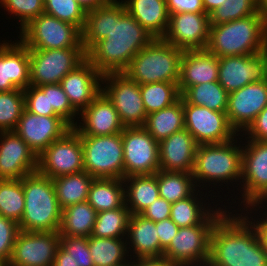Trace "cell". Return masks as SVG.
I'll use <instances>...</instances> for the list:
<instances>
[{"mask_svg":"<svg viewBox=\"0 0 267 266\" xmlns=\"http://www.w3.org/2000/svg\"><path fill=\"white\" fill-rule=\"evenodd\" d=\"M153 39L126 11L122 0H113L110 32L105 39L97 41L86 52V59L102 75L123 73L132 58Z\"/></svg>","mask_w":267,"mask_h":266,"instance_id":"1","label":"cell"},{"mask_svg":"<svg viewBox=\"0 0 267 266\" xmlns=\"http://www.w3.org/2000/svg\"><path fill=\"white\" fill-rule=\"evenodd\" d=\"M227 213L212 229L207 266H267V253L250 218Z\"/></svg>","mask_w":267,"mask_h":266,"instance_id":"2","label":"cell"},{"mask_svg":"<svg viewBox=\"0 0 267 266\" xmlns=\"http://www.w3.org/2000/svg\"><path fill=\"white\" fill-rule=\"evenodd\" d=\"M206 50L218 58L266 51L267 20L257 12L227 23L210 25Z\"/></svg>","mask_w":267,"mask_h":266,"instance_id":"3","label":"cell"},{"mask_svg":"<svg viewBox=\"0 0 267 266\" xmlns=\"http://www.w3.org/2000/svg\"><path fill=\"white\" fill-rule=\"evenodd\" d=\"M25 203L19 229L25 232L59 231L62 209L51 178L38 171L21 178Z\"/></svg>","mask_w":267,"mask_h":266,"instance_id":"4","label":"cell"},{"mask_svg":"<svg viewBox=\"0 0 267 266\" xmlns=\"http://www.w3.org/2000/svg\"><path fill=\"white\" fill-rule=\"evenodd\" d=\"M182 55V49L154 38L132 58L123 73L139 85L178 83Z\"/></svg>","mask_w":267,"mask_h":266,"instance_id":"5","label":"cell"},{"mask_svg":"<svg viewBox=\"0 0 267 266\" xmlns=\"http://www.w3.org/2000/svg\"><path fill=\"white\" fill-rule=\"evenodd\" d=\"M235 139L221 144H201L197 146L192 172L196 187L200 183L231 182L241 180L242 147ZM241 147V148H240ZM199 181V185L197 182ZM204 181V182H203ZM206 181V182H205Z\"/></svg>","mask_w":267,"mask_h":266,"instance_id":"6","label":"cell"},{"mask_svg":"<svg viewBox=\"0 0 267 266\" xmlns=\"http://www.w3.org/2000/svg\"><path fill=\"white\" fill-rule=\"evenodd\" d=\"M215 210L201 224L179 228L169 246L163 251V257L175 266H207L212 229L228 212L220 207Z\"/></svg>","mask_w":267,"mask_h":266,"instance_id":"7","label":"cell"},{"mask_svg":"<svg viewBox=\"0 0 267 266\" xmlns=\"http://www.w3.org/2000/svg\"><path fill=\"white\" fill-rule=\"evenodd\" d=\"M80 136L85 172L94 178H125L122 133Z\"/></svg>","mask_w":267,"mask_h":266,"instance_id":"8","label":"cell"},{"mask_svg":"<svg viewBox=\"0 0 267 266\" xmlns=\"http://www.w3.org/2000/svg\"><path fill=\"white\" fill-rule=\"evenodd\" d=\"M20 30V41L28 49L83 48L82 32L75 25L45 13Z\"/></svg>","mask_w":267,"mask_h":266,"instance_id":"9","label":"cell"},{"mask_svg":"<svg viewBox=\"0 0 267 266\" xmlns=\"http://www.w3.org/2000/svg\"><path fill=\"white\" fill-rule=\"evenodd\" d=\"M30 85L58 84L86 59L84 48L29 49Z\"/></svg>","mask_w":267,"mask_h":266,"instance_id":"10","label":"cell"},{"mask_svg":"<svg viewBox=\"0 0 267 266\" xmlns=\"http://www.w3.org/2000/svg\"><path fill=\"white\" fill-rule=\"evenodd\" d=\"M102 92L114 105L124 127H143L147 113L145 111L140 85L129 79L124 73L103 75Z\"/></svg>","mask_w":267,"mask_h":266,"instance_id":"11","label":"cell"},{"mask_svg":"<svg viewBox=\"0 0 267 266\" xmlns=\"http://www.w3.org/2000/svg\"><path fill=\"white\" fill-rule=\"evenodd\" d=\"M37 171L51 179L84 171L80 134L72 128L39 156Z\"/></svg>","mask_w":267,"mask_h":266,"instance_id":"12","label":"cell"},{"mask_svg":"<svg viewBox=\"0 0 267 266\" xmlns=\"http://www.w3.org/2000/svg\"><path fill=\"white\" fill-rule=\"evenodd\" d=\"M121 133L125 177L157 173L159 142L144 127H125Z\"/></svg>","mask_w":267,"mask_h":266,"instance_id":"13","label":"cell"},{"mask_svg":"<svg viewBox=\"0 0 267 266\" xmlns=\"http://www.w3.org/2000/svg\"><path fill=\"white\" fill-rule=\"evenodd\" d=\"M185 129L198 145L221 144L237 137L230 126L226 112L210 110L205 106L188 104L183 99Z\"/></svg>","mask_w":267,"mask_h":266,"instance_id":"14","label":"cell"},{"mask_svg":"<svg viewBox=\"0 0 267 266\" xmlns=\"http://www.w3.org/2000/svg\"><path fill=\"white\" fill-rule=\"evenodd\" d=\"M218 82L232 93L250 83L267 81V50L254 55L218 58Z\"/></svg>","mask_w":267,"mask_h":266,"instance_id":"15","label":"cell"},{"mask_svg":"<svg viewBox=\"0 0 267 266\" xmlns=\"http://www.w3.org/2000/svg\"><path fill=\"white\" fill-rule=\"evenodd\" d=\"M60 234L19 231L8 266H53Z\"/></svg>","mask_w":267,"mask_h":266,"instance_id":"16","label":"cell"},{"mask_svg":"<svg viewBox=\"0 0 267 266\" xmlns=\"http://www.w3.org/2000/svg\"><path fill=\"white\" fill-rule=\"evenodd\" d=\"M247 143L242 146L240 181L245 207L256 204L267 193V141L248 139Z\"/></svg>","mask_w":267,"mask_h":266,"instance_id":"17","label":"cell"},{"mask_svg":"<svg viewBox=\"0 0 267 266\" xmlns=\"http://www.w3.org/2000/svg\"><path fill=\"white\" fill-rule=\"evenodd\" d=\"M210 20L206 13L169 14V24L162 39L186 50H205L209 41Z\"/></svg>","mask_w":267,"mask_h":266,"instance_id":"18","label":"cell"},{"mask_svg":"<svg viewBox=\"0 0 267 266\" xmlns=\"http://www.w3.org/2000/svg\"><path fill=\"white\" fill-rule=\"evenodd\" d=\"M72 127L59 116H44L23 111L14 132L39 156L52 142Z\"/></svg>","mask_w":267,"mask_h":266,"instance_id":"19","label":"cell"},{"mask_svg":"<svg viewBox=\"0 0 267 266\" xmlns=\"http://www.w3.org/2000/svg\"><path fill=\"white\" fill-rule=\"evenodd\" d=\"M266 106L267 81L250 83L228 94V122L236 133L245 131Z\"/></svg>","mask_w":267,"mask_h":266,"instance_id":"20","label":"cell"},{"mask_svg":"<svg viewBox=\"0 0 267 266\" xmlns=\"http://www.w3.org/2000/svg\"><path fill=\"white\" fill-rule=\"evenodd\" d=\"M0 179H21L38 168V156L14 131L0 132Z\"/></svg>","mask_w":267,"mask_h":266,"instance_id":"21","label":"cell"},{"mask_svg":"<svg viewBox=\"0 0 267 266\" xmlns=\"http://www.w3.org/2000/svg\"><path fill=\"white\" fill-rule=\"evenodd\" d=\"M0 43V92L30 86L29 49L21 42Z\"/></svg>","mask_w":267,"mask_h":266,"instance_id":"22","label":"cell"},{"mask_svg":"<svg viewBox=\"0 0 267 266\" xmlns=\"http://www.w3.org/2000/svg\"><path fill=\"white\" fill-rule=\"evenodd\" d=\"M102 78L103 75L85 59L63 77L60 85L72 107L79 113L102 92Z\"/></svg>","mask_w":267,"mask_h":266,"instance_id":"23","label":"cell"},{"mask_svg":"<svg viewBox=\"0 0 267 266\" xmlns=\"http://www.w3.org/2000/svg\"><path fill=\"white\" fill-rule=\"evenodd\" d=\"M80 115L84 123L80 122L73 127L80 135H112L121 133L125 128L114 105L103 92Z\"/></svg>","mask_w":267,"mask_h":266,"instance_id":"24","label":"cell"},{"mask_svg":"<svg viewBox=\"0 0 267 266\" xmlns=\"http://www.w3.org/2000/svg\"><path fill=\"white\" fill-rule=\"evenodd\" d=\"M198 144L184 128L159 142V164L162 171L192 173Z\"/></svg>","mask_w":267,"mask_h":266,"instance_id":"25","label":"cell"},{"mask_svg":"<svg viewBox=\"0 0 267 266\" xmlns=\"http://www.w3.org/2000/svg\"><path fill=\"white\" fill-rule=\"evenodd\" d=\"M218 70V57L206 49L183 51L178 80L180 94L191 86L218 81Z\"/></svg>","mask_w":267,"mask_h":266,"instance_id":"26","label":"cell"},{"mask_svg":"<svg viewBox=\"0 0 267 266\" xmlns=\"http://www.w3.org/2000/svg\"><path fill=\"white\" fill-rule=\"evenodd\" d=\"M127 246L133 248V255L140 258H158L163 256L155 222L140 214H130L127 228ZM131 243V245L129 244Z\"/></svg>","mask_w":267,"mask_h":266,"instance_id":"27","label":"cell"},{"mask_svg":"<svg viewBox=\"0 0 267 266\" xmlns=\"http://www.w3.org/2000/svg\"><path fill=\"white\" fill-rule=\"evenodd\" d=\"M126 11L154 38H162L168 28L166 0H125Z\"/></svg>","mask_w":267,"mask_h":266,"instance_id":"28","label":"cell"},{"mask_svg":"<svg viewBox=\"0 0 267 266\" xmlns=\"http://www.w3.org/2000/svg\"><path fill=\"white\" fill-rule=\"evenodd\" d=\"M123 182L125 185V204L130 214H140L160 197L155 174L131 175L125 177Z\"/></svg>","mask_w":267,"mask_h":266,"instance_id":"29","label":"cell"},{"mask_svg":"<svg viewBox=\"0 0 267 266\" xmlns=\"http://www.w3.org/2000/svg\"><path fill=\"white\" fill-rule=\"evenodd\" d=\"M143 127L158 142L185 128L183 98L173 105L148 114Z\"/></svg>","mask_w":267,"mask_h":266,"instance_id":"30","label":"cell"},{"mask_svg":"<svg viewBox=\"0 0 267 266\" xmlns=\"http://www.w3.org/2000/svg\"><path fill=\"white\" fill-rule=\"evenodd\" d=\"M123 179L94 178L87 202L101 212L122 207L125 204V185Z\"/></svg>","mask_w":267,"mask_h":266,"instance_id":"31","label":"cell"},{"mask_svg":"<svg viewBox=\"0 0 267 266\" xmlns=\"http://www.w3.org/2000/svg\"><path fill=\"white\" fill-rule=\"evenodd\" d=\"M96 210L87 202L72 204L62 209L60 236H91L96 221Z\"/></svg>","mask_w":267,"mask_h":266,"instance_id":"32","label":"cell"},{"mask_svg":"<svg viewBox=\"0 0 267 266\" xmlns=\"http://www.w3.org/2000/svg\"><path fill=\"white\" fill-rule=\"evenodd\" d=\"M93 180L85 171L52 179L60 208L87 201Z\"/></svg>","mask_w":267,"mask_h":266,"instance_id":"33","label":"cell"},{"mask_svg":"<svg viewBox=\"0 0 267 266\" xmlns=\"http://www.w3.org/2000/svg\"><path fill=\"white\" fill-rule=\"evenodd\" d=\"M155 176L160 197L171 204L188 198L196 191L192 173L159 170Z\"/></svg>","mask_w":267,"mask_h":266,"instance_id":"34","label":"cell"},{"mask_svg":"<svg viewBox=\"0 0 267 266\" xmlns=\"http://www.w3.org/2000/svg\"><path fill=\"white\" fill-rule=\"evenodd\" d=\"M125 238H97L88 237V247L94 266H113L122 263L128 255L127 240ZM125 242V243H124Z\"/></svg>","mask_w":267,"mask_h":266,"instance_id":"35","label":"cell"},{"mask_svg":"<svg viewBox=\"0 0 267 266\" xmlns=\"http://www.w3.org/2000/svg\"><path fill=\"white\" fill-rule=\"evenodd\" d=\"M181 97L195 106H205L218 112L227 110L228 93L218 81L191 86Z\"/></svg>","mask_w":267,"mask_h":266,"instance_id":"36","label":"cell"},{"mask_svg":"<svg viewBox=\"0 0 267 266\" xmlns=\"http://www.w3.org/2000/svg\"><path fill=\"white\" fill-rule=\"evenodd\" d=\"M130 212L122 207L98 212L91 236L97 238H124L127 235Z\"/></svg>","mask_w":267,"mask_h":266,"instance_id":"37","label":"cell"},{"mask_svg":"<svg viewBox=\"0 0 267 266\" xmlns=\"http://www.w3.org/2000/svg\"><path fill=\"white\" fill-rule=\"evenodd\" d=\"M111 27V2L90 9L82 30V45L87 52L97 41L107 37Z\"/></svg>","mask_w":267,"mask_h":266,"instance_id":"38","label":"cell"},{"mask_svg":"<svg viewBox=\"0 0 267 266\" xmlns=\"http://www.w3.org/2000/svg\"><path fill=\"white\" fill-rule=\"evenodd\" d=\"M140 91L147 115L173 105L181 97L178 83L143 84Z\"/></svg>","mask_w":267,"mask_h":266,"instance_id":"39","label":"cell"},{"mask_svg":"<svg viewBox=\"0 0 267 266\" xmlns=\"http://www.w3.org/2000/svg\"><path fill=\"white\" fill-rule=\"evenodd\" d=\"M196 192L186 199L172 203L170 219L179 228L199 225L214 211L210 210L209 206L207 209L203 206V202L197 197L198 192L197 194Z\"/></svg>","mask_w":267,"mask_h":266,"instance_id":"40","label":"cell"},{"mask_svg":"<svg viewBox=\"0 0 267 266\" xmlns=\"http://www.w3.org/2000/svg\"><path fill=\"white\" fill-rule=\"evenodd\" d=\"M24 203L21 179H0V215L19 223Z\"/></svg>","mask_w":267,"mask_h":266,"instance_id":"41","label":"cell"},{"mask_svg":"<svg viewBox=\"0 0 267 266\" xmlns=\"http://www.w3.org/2000/svg\"><path fill=\"white\" fill-rule=\"evenodd\" d=\"M24 110L23 89L0 92V132L14 131Z\"/></svg>","mask_w":267,"mask_h":266,"instance_id":"42","label":"cell"},{"mask_svg":"<svg viewBox=\"0 0 267 266\" xmlns=\"http://www.w3.org/2000/svg\"><path fill=\"white\" fill-rule=\"evenodd\" d=\"M44 13L84 29L87 10L77 0H44Z\"/></svg>","mask_w":267,"mask_h":266,"instance_id":"43","label":"cell"},{"mask_svg":"<svg viewBox=\"0 0 267 266\" xmlns=\"http://www.w3.org/2000/svg\"><path fill=\"white\" fill-rule=\"evenodd\" d=\"M254 0H225L220 7L209 14L210 25H219L256 14Z\"/></svg>","mask_w":267,"mask_h":266,"instance_id":"44","label":"cell"},{"mask_svg":"<svg viewBox=\"0 0 267 266\" xmlns=\"http://www.w3.org/2000/svg\"><path fill=\"white\" fill-rule=\"evenodd\" d=\"M39 88L43 92H48L49 109H53L59 117L73 128L77 124V122L74 123L75 115H79V113L72 107L60 83L45 84L39 86Z\"/></svg>","mask_w":267,"mask_h":266,"instance_id":"45","label":"cell"},{"mask_svg":"<svg viewBox=\"0 0 267 266\" xmlns=\"http://www.w3.org/2000/svg\"><path fill=\"white\" fill-rule=\"evenodd\" d=\"M9 13L19 18L21 27L26 26L31 20L44 13V0H0Z\"/></svg>","mask_w":267,"mask_h":266,"instance_id":"46","label":"cell"},{"mask_svg":"<svg viewBox=\"0 0 267 266\" xmlns=\"http://www.w3.org/2000/svg\"><path fill=\"white\" fill-rule=\"evenodd\" d=\"M60 246L78 266H94L87 237L60 236Z\"/></svg>","mask_w":267,"mask_h":266,"instance_id":"47","label":"cell"},{"mask_svg":"<svg viewBox=\"0 0 267 266\" xmlns=\"http://www.w3.org/2000/svg\"><path fill=\"white\" fill-rule=\"evenodd\" d=\"M19 231L17 222L0 215V260L7 264L11 259Z\"/></svg>","mask_w":267,"mask_h":266,"instance_id":"48","label":"cell"},{"mask_svg":"<svg viewBox=\"0 0 267 266\" xmlns=\"http://www.w3.org/2000/svg\"><path fill=\"white\" fill-rule=\"evenodd\" d=\"M25 109L36 115L58 116L53 109H49L48 92H43L37 86L24 89Z\"/></svg>","mask_w":267,"mask_h":266,"instance_id":"49","label":"cell"},{"mask_svg":"<svg viewBox=\"0 0 267 266\" xmlns=\"http://www.w3.org/2000/svg\"><path fill=\"white\" fill-rule=\"evenodd\" d=\"M172 204L164 198H157L140 213L144 218L156 222L170 218Z\"/></svg>","mask_w":267,"mask_h":266,"instance_id":"50","label":"cell"},{"mask_svg":"<svg viewBox=\"0 0 267 266\" xmlns=\"http://www.w3.org/2000/svg\"><path fill=\"white\" fill-rule=\"evenodd\" d=\"M169 14L174 13H206L203 0H166Z\"/></svg>","mask_w":267,"mask_h":266,"instance_id":"51","label":"cell"},{"mask_svg":"<svg viewBox=\"0 0 267 266\" xmlns=\"http://www.w3.org/2000/svg\"><path fill=\"white\" fill-rule=\"evenodd\" d=\"M245 132L248 133L246 135L250 140L267 141V106L256 116Z\"/></svg>","mask_w":267,"mask_h":266,"instance_id":"52","label":"cell"},{"mask_svg":"<svg viewBox=\"0 0 267 266\" xmlns=\"http://www.w3.org/2000/svg\"><path fill=\"white\" fill-rule=\"evenodd\" d=\"M160 247L164 251L178 233L179 227L169 218L155 223Z\"/></svg>","mask_w":267,"mask_h":266,"instance_id":"53","label":"cell"},{"mask_svg":"<svg viewBox=\"0 0 267 266\" xmlns=\"http://www.w3.org/2000/svg\"><path fill=\"white\" fill-rule=\"evenodd\" d=\"M264 213L266 217L263 216V219L261 218L260 221L257 220L255 221L256 223L252 221H249V222L253 224L255 230L257 231L258 239L261 243V246L264 248L265 252L267 253V211Z\"/></svg>","mask_w":267,"mask_h":266,"instance_id":"54","label":"cell"},{"mask_svg":"<svg viewBox=\"0 0 267 266\" xmlns=\"http://www.w3.org/2000/svg\"><path fill=\"white\" fill-rule=\"evenodd\" d=\"M132 266H175L165 257L158 258H140L133 260Z\"/></svg>","mask_w":267,"mask_h":266,"instance_id":"55","label":"cell"},{"mask_svg":"<svg viewBox=\"0 0 267 266\" xmlns=\"http://www.w3.org/2000/svg\"><path fill=\"white\" fill-rule=\"evenodd\" d=\"M53 266H78L61 246L58 248Z\"/></svg>","mask_w":267,"mask_h":266,"instance_id":"56","label":"cell"},{"mask_svg":"<svg viewBox=\"0 0 267 266\" xmlns=\"http://www.w3.org/2000/svg\"><path fill=\"white\" fill-rule=\"evenodd\" d=\"M113 0H77V2L83 6L87 11L94 9L98 6L105 5Z\"/></svg>","mask_w":267,"mask_h":266,"instance_id":"57","label":"cell"},{"mask_svg":"<svg viewBox=\"0 0 267 266\" xmlns=\"http://www.w3.org/2000/svg\"><path fill=\"white\" fill-rule=\"evenodd\" d=\"M225 0H203L204 10L206 14H210L212 11L222 5Z\"/></svg>","mask_w":267,"mask_h":266,"instance_id":"58","label":"cell"},{"mask_svg":"<svg viewBox=\"0 0 267 266\" xmlns=\"http://www.w3.org/2000/svg\"><path fill=\"white\" fill-rule=\"evenodd\" d=\"M257 11L267 20V0H258L257 1Z\"/></svg>","mask_w":267,"mask_h":266,"instance_id":"59","label":"cell"},{"mask_svg":"<svg viewBox=\"0 0 267 266\" xmlns=\"http://www.w3.org/2000/svg\"><path fill=\"white\" fill-rule=\"evenodd\" d=\"M265 200V201H264ZM267 193L256 203V204H253V205H250V207L249 206H246V211H247V209L248 208H250V211L252 210V209H254L255 207H257L258 206V208L260 209V207H259V204H262L263 205V201H264V203L266 202L267 203ZM252 207V208H251Z\"/></svg>","mask_w":267,"mask_h":266,"instance_id":"60","label":"cell"},{"mask_svg":"<svg viewBox=\"0 0 267 266\" xmlns=\"http://www.w3.org/2000/svg\"><path fill=\"white\" fill-rule=\"evenodd\" d=\"M132 263L133 262H122V263H119V264H116V265H113V266H132Z\"/></svg>","mask_w":267,"mask_h":266,"instance_id":"61","label":"cell"},{"mask_svg":"<svg viewBox=\"0 0 267 266\" xmlns=\"http://www.w3.org/2000/svg\"><path fill=\"white\" fill-rule=\"evenodd\" d=\"M0 266H8V264L0 260Z\"/></svg>","mask_w":267,"mask_h":266,"instance_id":"62","label":"cell"}]
</instances>
